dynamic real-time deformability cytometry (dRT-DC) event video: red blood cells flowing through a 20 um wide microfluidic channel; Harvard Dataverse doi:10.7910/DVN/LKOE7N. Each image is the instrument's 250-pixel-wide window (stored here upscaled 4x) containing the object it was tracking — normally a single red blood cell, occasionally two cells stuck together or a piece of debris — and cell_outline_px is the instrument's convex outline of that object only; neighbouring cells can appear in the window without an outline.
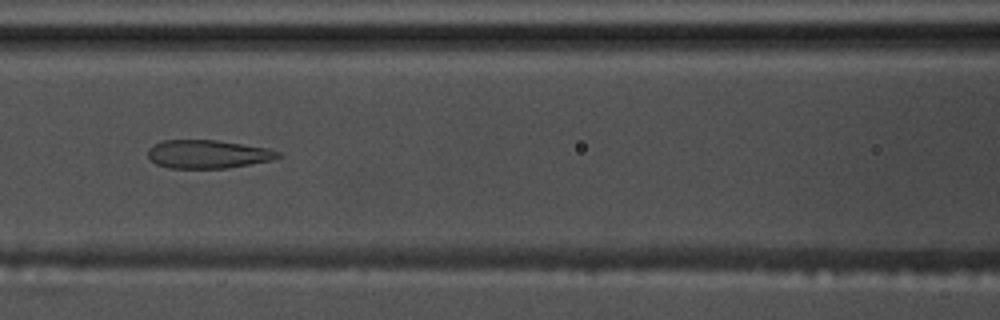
{"species": "common noctule bat (a hibernating species)", "species_latin": "Nyctalus noctula", "temperature_condition": "warm", "stored_images_in_passage": 40, "camera_frame_rate_fps": 3000, "um_per_image_px": 0.085, "animal": {"sex": "male", "body_mass_g": 17.5, "forearm_length_mm": 52.3}, "frame": {"image": 1, "passage_image": 9, "time_ms": 2.667, "image_size_px": [1000, 320], "cell_outline_px": [[284, 156], [272, 160], [228, 168], [168, 168], [156, 164], [148, 156], [148, 148], [152, 144], [160, 140], [216, 140], [268, 148], [280, 152]], "centroid_in_image_um": [17.66, 13.1], "position_along_channel_um": 148.9, "area_um2": 21.68}}
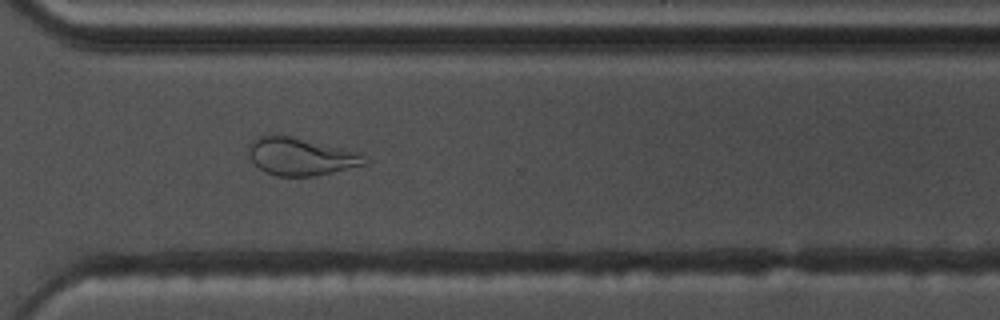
{"frame": {"image": 2, "passage_image": 25, "time_ms": 8.0, "image_size_px": [1000, 320], "cell_outline_px": [[368, 164], [316, 176], [276, 176], [264, 172], [252, 160], [248, 152], [248, 144], [252, 140], [260, 136], [292, 136], [360, 152]], "centroid_in_image_um": [25.57, 13.31], "position_along_channel_um": 345.0, "area_um2": 25.32}}
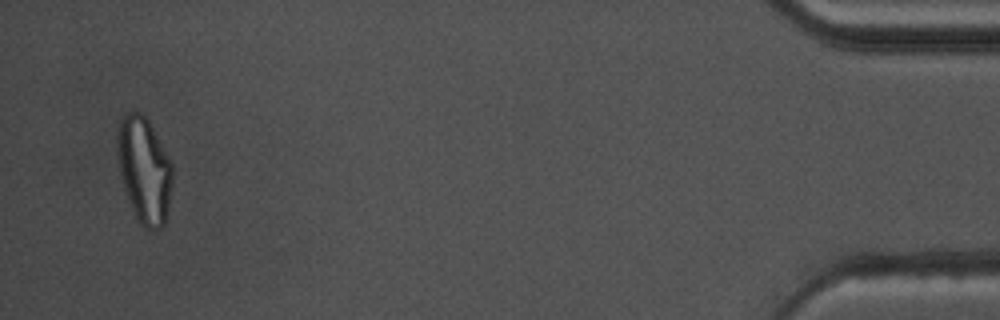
{"frame": {"image": 3, "passage_image": 38, "time_ms": 12.333, "image_size_px": [1000, 320], "cell_outline_px": [[172, 180], [168, 204], [164, 224], [156, 232], [152, 232], [144, 228], [140, 224], [132, 208], [124, 188], [120, 172], [116, 152], [116, 136], [120, 120], [124, 112], [140, 112], [148, 120], [168, 156], [172, 164]], "centroid_in_image_um": [12.23, 14.44], "position_along_channel_um": 423.0, "area_um2": 33.99}, "authors_computed_cell_mechanics": {"area_um2": 23.3223, "velocity_mm_per_s": 3.6861, "shape_relaxation_time_tau1_ms": null, "shape_relaxation_time_tau2_ms": 1.3145, "deformation_change_tau1": null, "deformation_change_tau2": 0.1058}}